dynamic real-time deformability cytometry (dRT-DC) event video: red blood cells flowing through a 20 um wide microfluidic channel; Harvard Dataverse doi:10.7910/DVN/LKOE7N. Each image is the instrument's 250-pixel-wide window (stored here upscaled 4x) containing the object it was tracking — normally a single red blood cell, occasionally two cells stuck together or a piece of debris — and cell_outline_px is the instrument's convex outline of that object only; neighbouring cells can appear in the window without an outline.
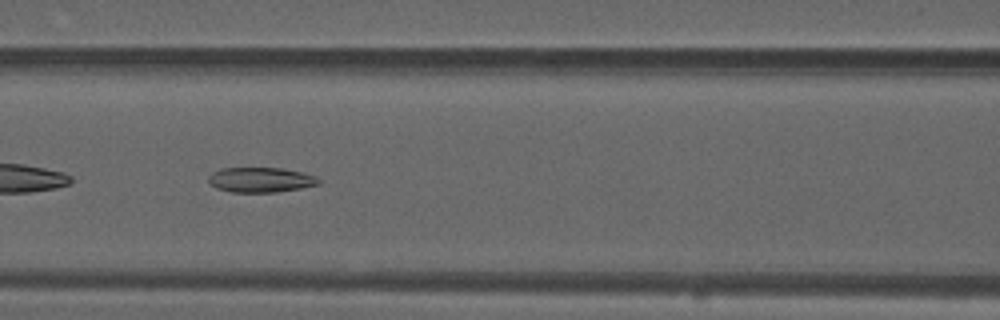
{"species": "common noctule bat (a hibernating species)", "species_latin": "Nyctalus noctula", "temperature_condition": "warm", "stored_images_in_passage": 53, "camera_frame_rate_fps": 3000, "um_per_image_px": 0.085, "animal": {"sex": "male", "forearm_length_mm": 52.5}, "frame": {"image": 1, "passage_image": 23, "time_ms": 7.333, "image_size_px": [1000, 320], "cell_outline_px": [[320, 184], [300, 188], [276, 192], [232, 192], [216, 188], [208, 180], [208, 176], [212, 172], [220, 168], [280, 168], [304, 172], [320, 180]], "centroid_in_image_um": [22.13, 15.28], "position_along_channel_um": 144.5, "area_um2": 15.95}, "authors_computed_cell_mechanics": {"area_um2": 16.6464, "velocity_mm_per_s": 3.8325, "shape_relaxation_time_tau1_ms": null, "shape_relaxation_time_tau2_ms": 3.8527, "deformation_change_tau1": null, "deformation_change_tau2": 0.1181}}